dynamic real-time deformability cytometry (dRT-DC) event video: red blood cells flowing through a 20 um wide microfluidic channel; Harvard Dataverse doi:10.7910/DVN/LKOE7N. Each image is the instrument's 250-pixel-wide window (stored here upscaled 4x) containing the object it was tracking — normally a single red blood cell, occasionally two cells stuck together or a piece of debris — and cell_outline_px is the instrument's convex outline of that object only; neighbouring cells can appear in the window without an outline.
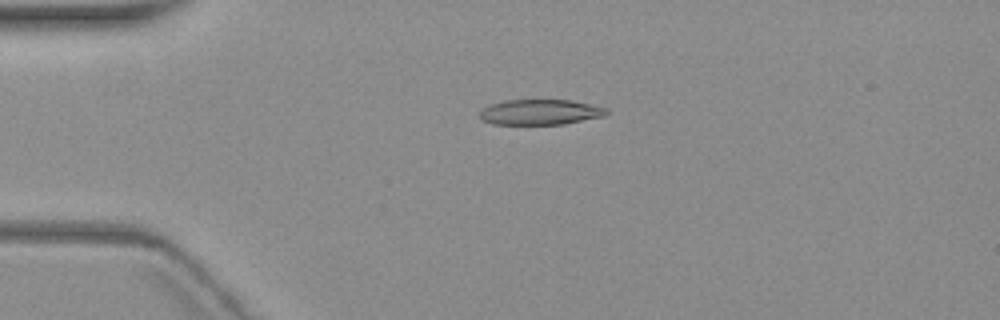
{"species": "common noctule bat (a hibernating species)", "species_latin": "Nyctalus noctula", "temperature_condition": "warm", "stored_images_in_passage": 4, "camera_frame_rate_fps": 3000, "um_per_image_px": 0.085, "animal": {"sex": "female", "body_mass_g": 19.3, "forearm_length_mm": 54.1}, "frame": {"image": 1, "passage_image": 3, "time_ms": 3.333, "image_size_px": [1000, 320], "cell_outline_px": [[608, 112], [604, 116], [564, 124], [492, 124], [480, 120], [480, 112], [488, 104], [504, 100], [572, 100], [608, 108]], "centroid_in_image_um": [45.9, 9.52], "position_along_channel_um": 39.1, "area_um2": 18.84}}